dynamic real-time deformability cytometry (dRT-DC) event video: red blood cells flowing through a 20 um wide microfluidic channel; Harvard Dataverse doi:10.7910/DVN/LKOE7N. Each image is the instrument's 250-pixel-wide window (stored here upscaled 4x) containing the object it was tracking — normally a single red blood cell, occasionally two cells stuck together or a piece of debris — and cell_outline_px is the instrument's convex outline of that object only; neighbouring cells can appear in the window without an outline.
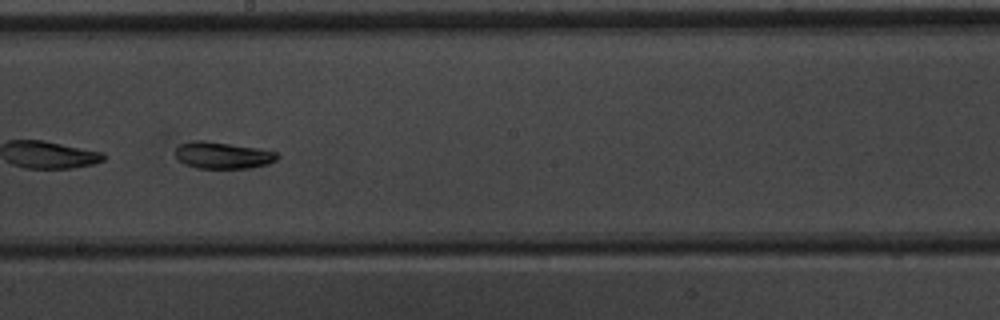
{"species": "common noctule bat (a hibernating species)", "species_latin": "Nyctalus noctula", "temperature_condition": "warm", "stored_images_in_passage": 52, "segment_of_instrument_passage": [2, 2], "camera_frame_rate_fps": 3000, "um_per_image_px": 0.085, "animal": {"sex": "male", "body_mass_g": 20.1, "forearm_length_mm": 53.5}, "frame": {"image": 1, "passage_image": 31, "time_ms": 10.0, "image_size_px": [1000, 320], "cell_outline_px": [[280, 156], [276, 160], [268, 164], [248, 168], [196, 168], [184, 164], [176, 156], [176, 148], [180, 144], [192, 140], [204, 140], [260, 148], [276, 152]], "centroid_in_image_um": [18.94, 13.19], "position_along_channel_um": 229.3, "area_um2": 15.95}}
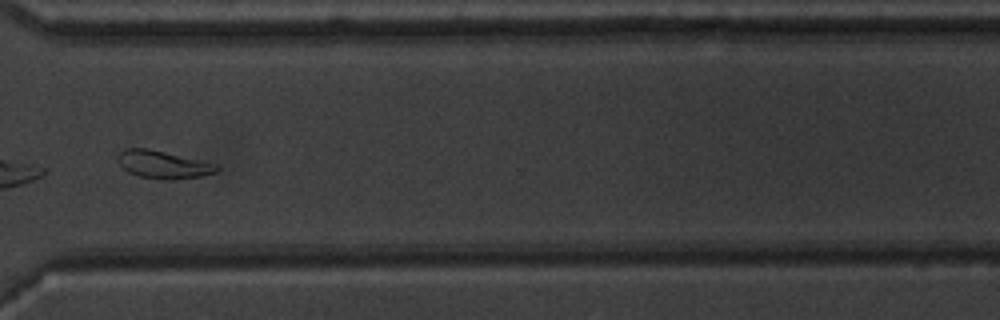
{"frame": {"image": 2, "passage_image": 41, "time_ms": 13.333, "image_size_px": [1000, 320], "cell_outline_px": [[220, 168], [216, 172], [200, 176], [168, 180], [160, 180], [140, 176], [128, 172], [116, 160], [116, 156], [124, 148], [148, 148], [204, 160], [220, 164]], "centroid_in_image_um": [13.89, 13.97], "position_along_channel_um": 356.7, "area_um2": 16.3}}